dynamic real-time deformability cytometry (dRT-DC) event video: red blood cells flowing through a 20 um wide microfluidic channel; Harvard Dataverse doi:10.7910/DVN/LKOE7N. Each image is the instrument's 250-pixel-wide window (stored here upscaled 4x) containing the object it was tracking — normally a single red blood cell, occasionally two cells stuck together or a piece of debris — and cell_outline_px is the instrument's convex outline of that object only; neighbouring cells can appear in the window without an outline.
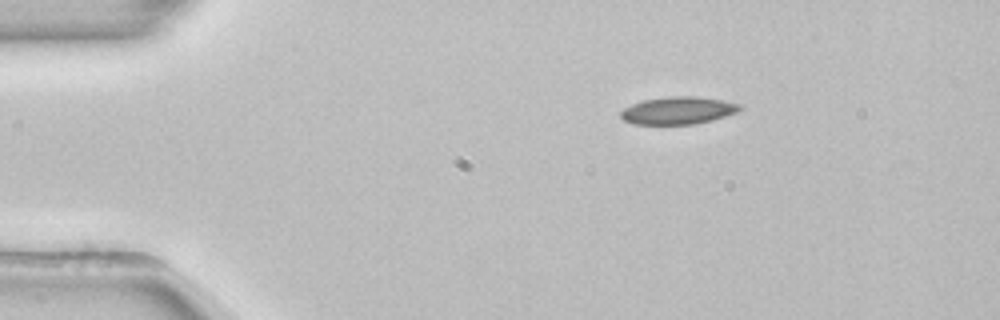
{"species": "common noctule bat (a hibernating species)", "species_latin": "Nyctalus noctula", "temperature_condition": "room temperature", "stored_images_in_passage": 45, "camera_frame_rate_fps": 3000, "um_per_image_px": 0.085, "animal": {"sex": "female", "body_mass_g": 22.7, "forearm_length_mm": 54.2}, "frame": {"image": 1, "passage_image": 1, "time_ms": 0.0, "image_size_px": [1000, 320], "cell_outline_px": [[744, 108], [736, 112], [712, 120], [692, 124], [632, 124], [624, 120], [620, 116], [620, 112], [624, 108], [632, 104], [644, 100], [668, 96], [696, 96], [720, 100], [740, 104]], "centroid_in_image_um": [57.62, 9.39], "position_along_channel_um": 27.4, "area_um2": 18.96}}
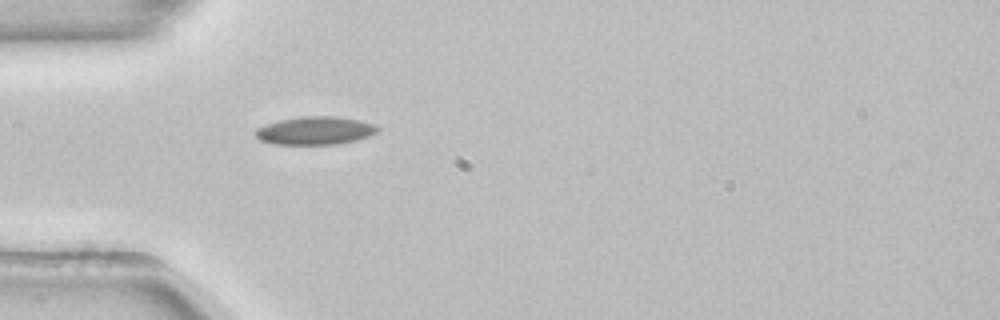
{"frame": {"image": 2, "passage_image": 8, "time_ms": 2.333, "image_size_px": [1000, 320], "cell_outline_px": [[380, 128], [376, 132], [368, 136], [356, 140], [340, 144], [276, 144], [260, 140], [256, 136], [256, 128], [280, 120], [300, 116], [336, 116], [360, 120], [372, 124]], "centroid_in_image_um": [26.8, 11.1], "position_along_channel_um": 58.2, "area_um2": 19.83}}
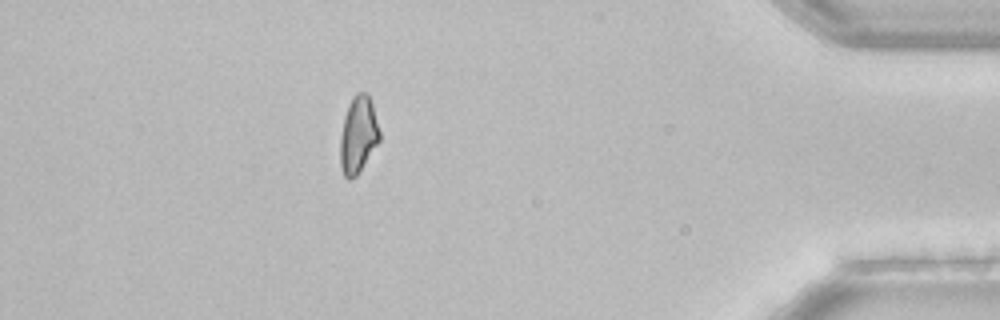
{"frame": {"image": 3, "passage_image": 39, "time_ms": 12.667, "image_size_px": [1000, 320], "cell_outline_px": [[380, 140], [356, 176], [352, 180], [348, 180], [344, 176], [340, 164], [340, 136], [344, 116], [348, 104], [352, 96], [356, 92], [368, 92], [372, 104], [380, 132]], "centroid_in_image_um": [30.43, 11.44], "position_along_channel_um": 404.8, "area_um2": 17.74}, "authors_computed_cell_mechanics": {"area_um2": 18.9584, "velocity_mm_per_s": 3.8641, "shape_relaxation_time_tau1_ms": 7.0068, "shape_relaxation_time_tau2_ms": null, "deformation_change_tau1": 0.1418, "deformation_change_tau2": null}}